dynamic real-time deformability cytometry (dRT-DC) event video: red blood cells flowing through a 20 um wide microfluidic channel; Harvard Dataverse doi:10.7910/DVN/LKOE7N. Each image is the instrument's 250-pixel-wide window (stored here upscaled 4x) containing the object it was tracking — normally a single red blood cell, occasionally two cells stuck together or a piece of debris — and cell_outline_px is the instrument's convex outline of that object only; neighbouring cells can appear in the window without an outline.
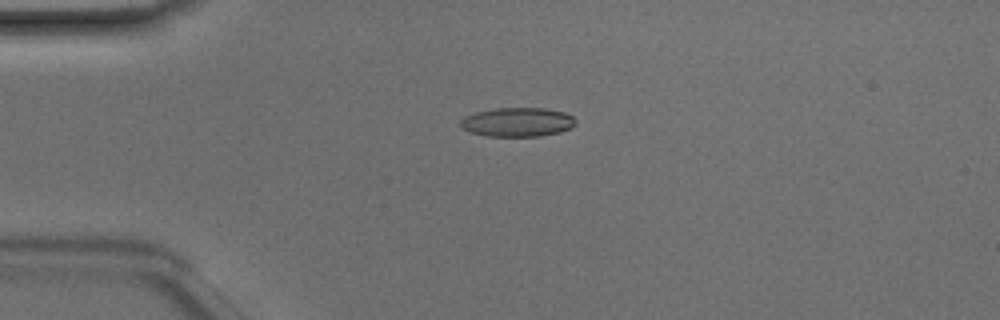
{"species": "Egyptian fruit bat (a non-hibernating species)", "species_latin": "Rousettus aegyptiacus", "temperature_condition": "room temperature", "stored_images_in_passage": 36, "camera_frame_rate_fps": 3000, "um_per_image_px": 0.085, "animal": {"sex": "male"}, "frame": {"image": 1, "passage_image": 12, "time_ms": 3.667, "image_size_px": [1000, 320], "cell_outline_px": [[576, 124], [572, 128], [560, 132], [540, 136], [484, 136], [468, 132], [460, 124], [460, 120], [464, 116], [476, 112], [496, 108], [544, 108], [564, 112], [572, 116], [576, 120]], "centroid_in_image_um": [43.99, 10.38], "position_along_channel_um": 41.0, "area_um2": 19.65}}
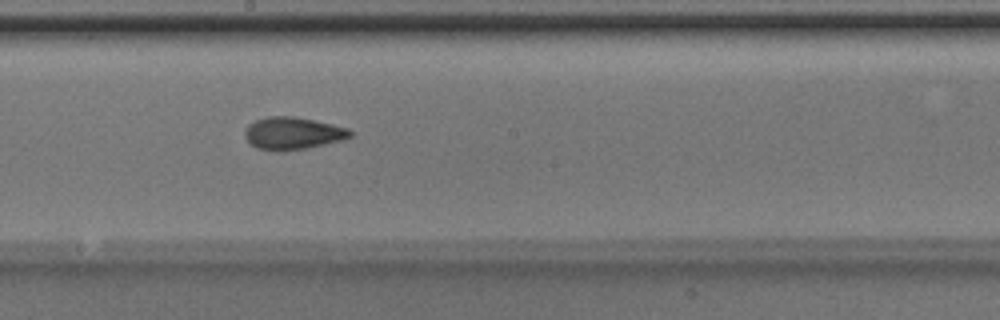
{"frame": {"image": 2, "passage_image": 27, "time_ms": 8.667, "image_size_px": [1000, 320], "cell_outline_px": [[352, 136], [344, 140], [304, 148], [276, 152], [256, 148], [244, 136], [244, 128], [248, 124], [256, 120], [268, 116], [296, 116], [332, 124], [348, 128], [352, 132]], "centroid_in_image_um": [24.86, 11.32], "position_along_channel_um": 223.3, "area_um2": 20.0}}
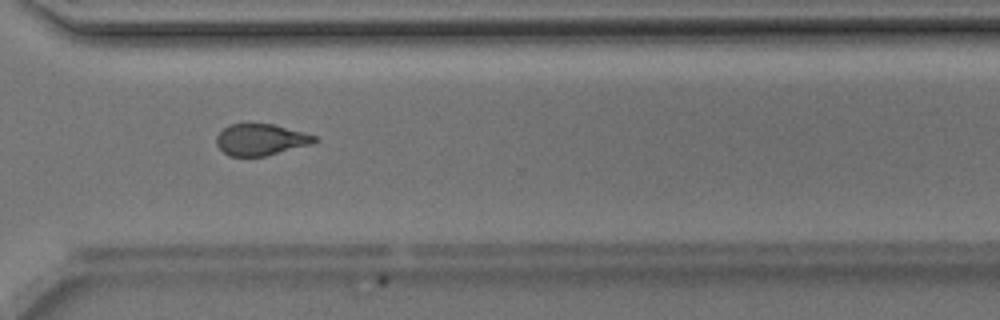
{"frame": {"image": 3, "passage_image": 36, "time_ms": 11.667, "image_size_px": [1000, 320], "cell_outline_px": [[320, 140], [312, 144], [264, 156], [228, 156], [216, 144], [216, 136], [228, 124], [272, 124], [304, 132], [316, 136]], "centroid_in_image_um": [22.17, 11.87], "position_along_channel_um": 348.4, "area_um2": 17.92}}